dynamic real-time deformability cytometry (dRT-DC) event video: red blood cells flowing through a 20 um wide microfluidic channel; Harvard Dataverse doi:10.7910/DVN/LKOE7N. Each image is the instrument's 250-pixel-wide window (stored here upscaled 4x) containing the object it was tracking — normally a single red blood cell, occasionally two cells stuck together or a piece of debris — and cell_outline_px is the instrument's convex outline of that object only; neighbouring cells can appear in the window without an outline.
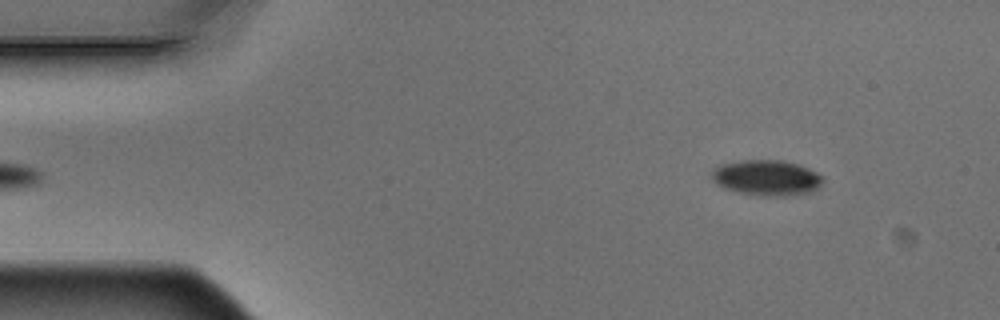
{"species": "Egyptian fruit bat (a non-hibernating species)", "species_latin": "Rousettus aegyptiacus", "temperature_condition": "warm", "stored_images_in_passage": 5, "segment_of_instrument_passage": [2, 2], "camera_frame_rate_fps": 3000, "um_per_image_px": 0.085, "animal": {"sex": "male"}, "frame": {"image": 1, "passage_image": 5, "time_ms": 1.333, "image_size_px": [1000, 320], "cell_outline_px": [[824, 180], [812, 192], [788, 196], [764, 196], [740, 192], [724, 188], [716, 184], [712, 180], [712, 168], [720, 164], [740, 160], [784, 160], [808, 168], [824, 176]], "centroid_in_image_um": [65.15, 15.1], "position_along_channel_um": 19.8, "area_um2": 23.18}}